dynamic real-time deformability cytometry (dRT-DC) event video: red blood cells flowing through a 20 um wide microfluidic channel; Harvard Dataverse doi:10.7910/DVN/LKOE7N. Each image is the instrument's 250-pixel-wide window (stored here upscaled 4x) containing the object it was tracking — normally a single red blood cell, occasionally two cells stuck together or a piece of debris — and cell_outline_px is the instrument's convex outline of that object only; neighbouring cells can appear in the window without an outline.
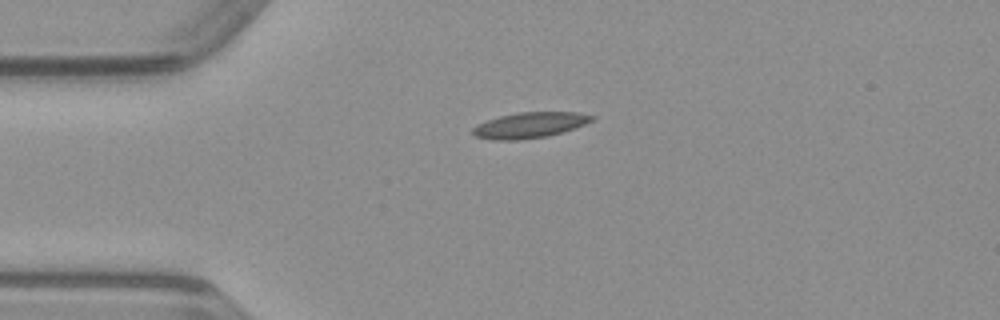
{"species": "common noctule bat (a hibernating species)", "species_latin": "Nyctalus noctula", "temperature_condition": "warm", "stored_images_in_passage": 39, "camera_frame_rate_fps": 3000, "um_per_image_px": 0.085, "animal": {"sex": "male", "body_mass_g": 23.1, "forearm_length_mm": 52.7}, "frame": {"image": 1, "passage_image": 1, "time_ms": 0.0, "image_size_px": [1000, 320], "cell_outline_px": [[596, 116], [592, 120], [584, 124], [548, 136], [520, 140], [492, 140], [476, 136], [472, 132], [472, 128], [476, 124], [500, 116], [520, 112], [576, 112]], "centroid_in_image_um": [44.99, 10.64], "position_along_channel_um": 40.0, "area_um2": 17.63}}
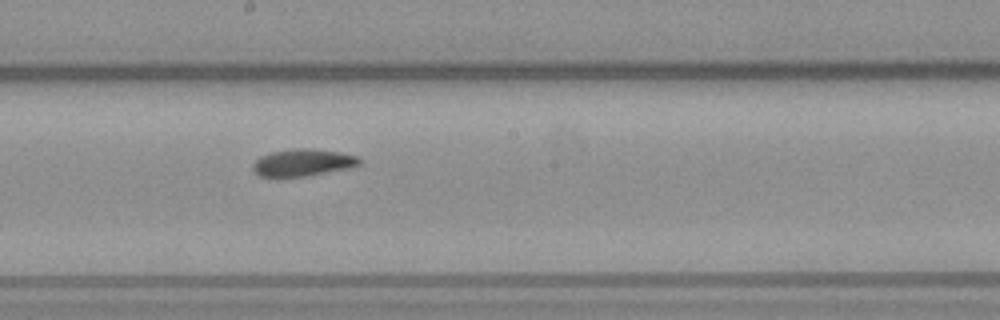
{"frame": {"image": 2, "passage_image": 16, "time_ms": 5.0, "image_size_px": [1000, 320], "cell_outline_px": [[360, 164], [348, 168], [308, 176], [280, 180], [260, 176], [252, 168], [252, 164], [260, 156], [272, 152], [296, 148], [308, 148], [340, 152], [360, 156]], "centroid_in_image_um": [25.7, 13.86], "position_along_channel_um": 222.5, "area_um2": 17.4}}
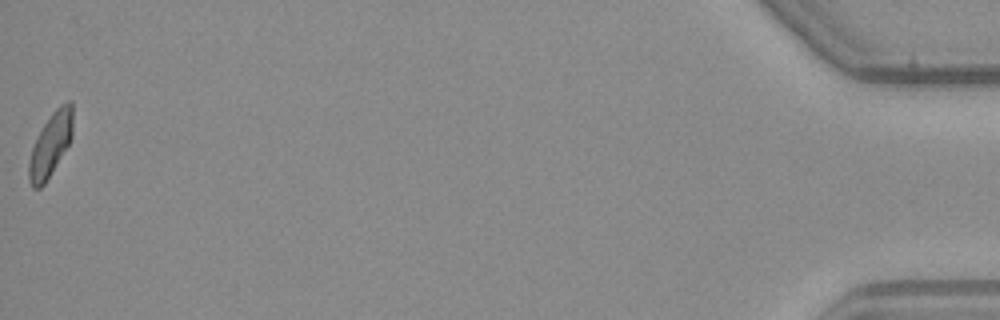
{"frame": {"image": 3, "passage_image": 39, "time_ms": 12.667, "image_size_px": [1000, 320], "cell_outline_px": [[72, 136], [68, 144], [44, 184], [40, 188], [32, 188], [28, 180], [28, 164], [32, 148], [44, 124], [52, 112], [60, 104], [68, 100], [72, 100]], "centroid_in_image_um": [4.29, 12.28], "position_along_channel_um": 430.9, "area_um2": 15.9}}